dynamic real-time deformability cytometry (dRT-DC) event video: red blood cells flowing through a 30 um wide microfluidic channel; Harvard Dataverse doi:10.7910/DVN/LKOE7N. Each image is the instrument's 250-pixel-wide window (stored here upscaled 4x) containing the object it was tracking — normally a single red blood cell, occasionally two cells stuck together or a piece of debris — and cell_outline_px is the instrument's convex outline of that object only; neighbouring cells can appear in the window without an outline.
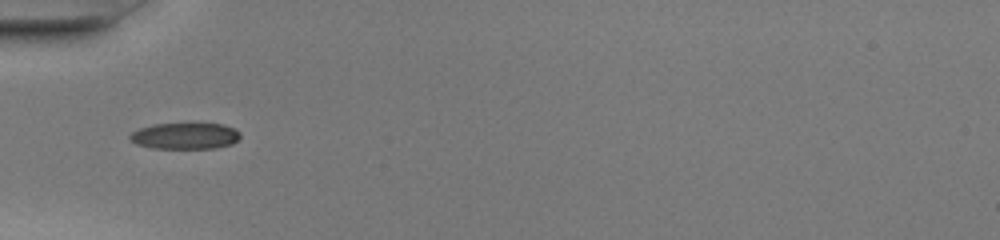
{"species": "common noctule bat (a hibernating species)", "species_latin": "Nyctalus noctula", "temperature_condition": "warm", "stored_images_in_passage": 33, "camera_frame_rate_fps": 3000, "um_per_image_px": 0.085, "animal": {"sex": "female", "body_mass_g": 20.0, "forearm_length_mm": 54.0}, "frame": {"image": 1, "passage_image": 1, "time_ms": 0.0, "image_size_px": [1000, 240], "cell_outline_px": [[240, 136], [232, 144], [216, 148], [152, 148], [136, 144], [128, 136], [132, 132], [140, 128], [152, 124], [224, 124], [236, 128], [240, 132]], "centroid_in_image_um": [15.75, 11.55], "position_along_channel_um": 69.3, "area_um2": 16.88}}
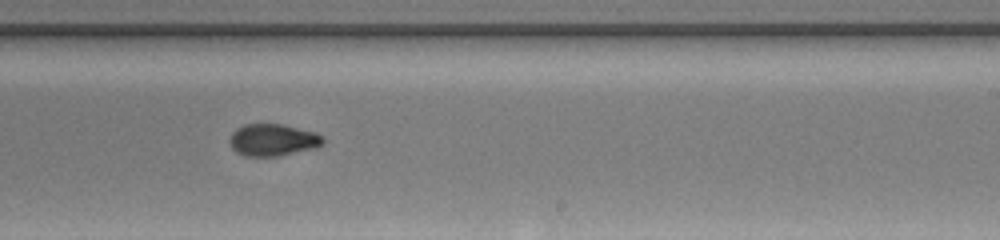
{"frame": {"image": 2, "passage_image": 15, "time_ms": 4.667, "image_size_px": [1000, 240], "cell_outline_px": [[324, 144], [316, 148], [276, 156], [244, 156], [236, 152], [232, 148], [228, 140], [232, 132], [236, 128], [244, 124], [280, 124], [316, 132], [324, 136]], "centroid_in_image_um": [23.19, 11.89], "position_along_channel_um": 265.8, "area_um2": 17.57}}
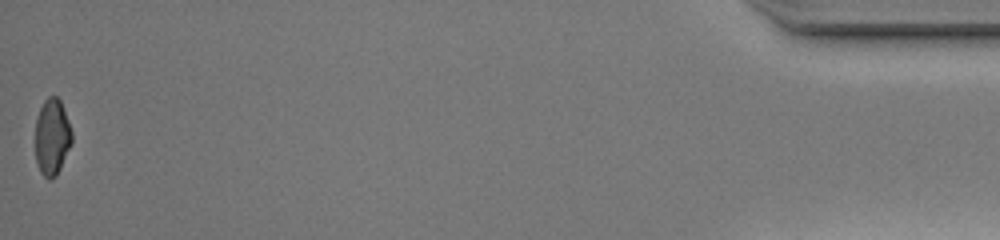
{"frame": {"image": 3, "passage_image": 33, "time_ms": 10.667, "image_size_px": [1000, 240], "cell_outline_px": [[72, 144], [56, 176], [52, 180], [48, 180], [40, 172], [36, 164], [36, 116], [44, 100], [48, 96], [56, 96], [60, 100], [68, 120], [72, 132]], "centroid_in_image_um": [4.42, 11.66], "position_along_channel_um": 430.8, "area_um2": 16.42}, "authors_computed_cell_mechanics": {"area_um2": 17.5712, "velocity_mm_per_s": 4.2488, "shape_relaxation_time_tau1_ms": null, "shape_relaxation_time_tau2_ms": 1.5751, "deformation_change_tau1": null, "deformation_change_tau2": 0.0587}}